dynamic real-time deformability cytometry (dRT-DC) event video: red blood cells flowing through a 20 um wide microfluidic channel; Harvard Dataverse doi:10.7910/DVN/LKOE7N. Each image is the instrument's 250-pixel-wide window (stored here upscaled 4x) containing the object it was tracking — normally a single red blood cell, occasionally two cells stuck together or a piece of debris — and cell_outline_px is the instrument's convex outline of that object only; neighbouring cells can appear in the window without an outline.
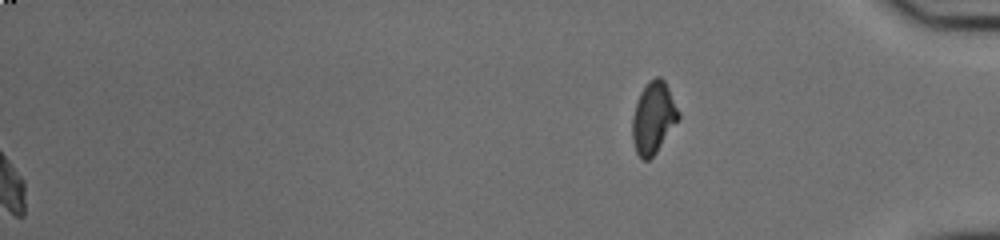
{"species": "common noctule bat (a hibernating species)", "species_latin": "Nyctalus noctula", "temperature_condition": "cold", "stored_images_in_passage": 47, "segment_of_instrument_passage": [2, 2], "camera_frame_rate_fps": 3000, "um_per_image_px": 0.085, "animal": {"sex": "male", "body_mass_g": 20.0, "forearm_length_mm": 53.3}, "frame": {"image": 1, "passage_image": 47, "time_ms": 15.333, "image_size_px": [1000, 240], "cell_outline_px": [[680, 116], [656, 152], [648, 160], [644, 160], [636, 152], [632, 140], [632, 120], [636, 100], [640, 92], [656, 76], [660, 76], [664, 80], [680, 112]], "centroid_in_image_um": [55.52, 10.0], "position_along_channel_um": 379.7, "area_um2": 18.9}}